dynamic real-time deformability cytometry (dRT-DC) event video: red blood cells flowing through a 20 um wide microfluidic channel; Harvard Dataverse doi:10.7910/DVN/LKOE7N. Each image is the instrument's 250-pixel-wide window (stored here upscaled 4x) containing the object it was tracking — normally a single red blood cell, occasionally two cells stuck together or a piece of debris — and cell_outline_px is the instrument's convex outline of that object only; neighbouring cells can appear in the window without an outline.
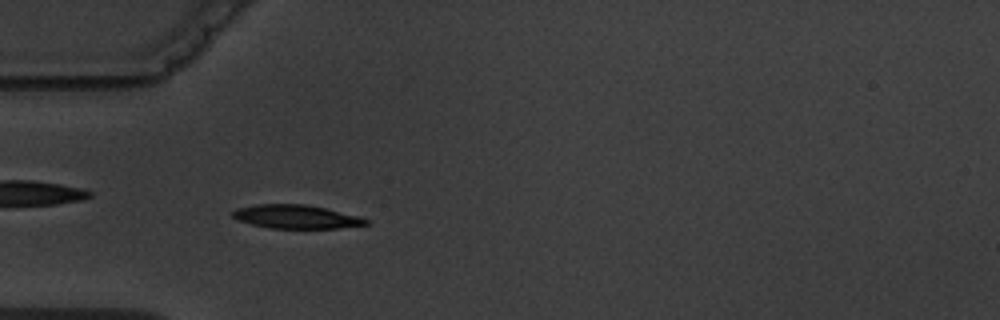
{"species": "common noctule bat (a hibernating species)", "species_latin": "Nyctalus noctula", "temperature_condition": "warm", "stored_images_in_passage": 6, "camera_frame_rate_fps": 3000, "um_per_image_px": 0.085, "animal": {"sex": "male", "body_mass_g": 19.5, "forearm_length_mm": 54.6}, "frame": {"image": 1, "passage_image": 5, "time_ms": 5.667, "image_size_px": [1000, 320], "cell_outline_px": [[368, 224], [340, 228], [268, 228], [252, 224], [240, 220], [232, 216], [232, 212], [236, 208], [260, 204], [304, 204], [324, 208], [356, 216], [368, 220]], "centroid_in_image_um": [25.14, 18.42], "position_along_channel_um": 59.9, "area_um2": 17.98}}